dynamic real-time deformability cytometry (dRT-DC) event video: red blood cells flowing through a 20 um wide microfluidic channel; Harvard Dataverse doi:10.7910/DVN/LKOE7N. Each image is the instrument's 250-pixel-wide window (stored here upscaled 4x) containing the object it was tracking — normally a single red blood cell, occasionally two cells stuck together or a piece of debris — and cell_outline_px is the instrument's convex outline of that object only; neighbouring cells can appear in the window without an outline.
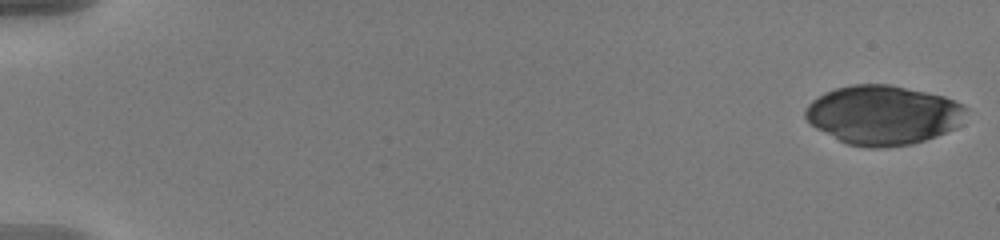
{"species": "human", "species_latin": "Homo sapiens", "temperature_condition": "warm", "stored_images_in_passage": 56, "camera_frame_rate_fps": 3000, "um_per_image_px": 0.085, "donor": {"sex": "male"}, "frame": {"image": 1, "passage_image": 1, "time_ms": 0.0, "image_size_px": [1000, 240], "cell_outline_px": [[968, 108], [960, 124], [956, 128], [936, 136], [912, 144], [880, 148], [868, 148], [848, 144], [816, 128], [804, 116], [804, 112], [808, 104], [812, 100], [824, 92], [836, 88], [852, 84], [888, 84], [944, 96], [964, 104]], "centroid_in_image_um": [75.08, 9.77], "position_along_channel_um": 9.9, "area_um2": 55.49}}
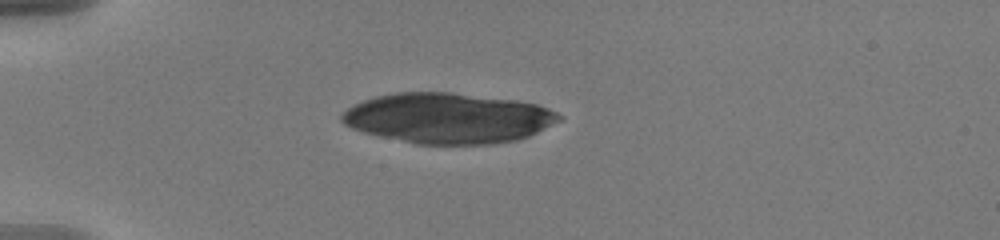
{"frame": {"image": 2, "passage_image": 16, "time_ms": 5.0, "image_size_px": [1000, 240], "cell_outline_px": [[564, 116], [560, 120], [528, 136], [516, 140], [492, 144], [416, 144], [380, 136], [364, 132], [352, 128], [344, 124], [340, 120], [340, 112], [364, 100], [376, 96], [396, 92], [452, 92], [516, 100], [536, 104], [548, 108]], "centroid_in_image_um": [38.06, 10.04], "position_along_channel_um": 46.9, "area_um2": 63.7}}